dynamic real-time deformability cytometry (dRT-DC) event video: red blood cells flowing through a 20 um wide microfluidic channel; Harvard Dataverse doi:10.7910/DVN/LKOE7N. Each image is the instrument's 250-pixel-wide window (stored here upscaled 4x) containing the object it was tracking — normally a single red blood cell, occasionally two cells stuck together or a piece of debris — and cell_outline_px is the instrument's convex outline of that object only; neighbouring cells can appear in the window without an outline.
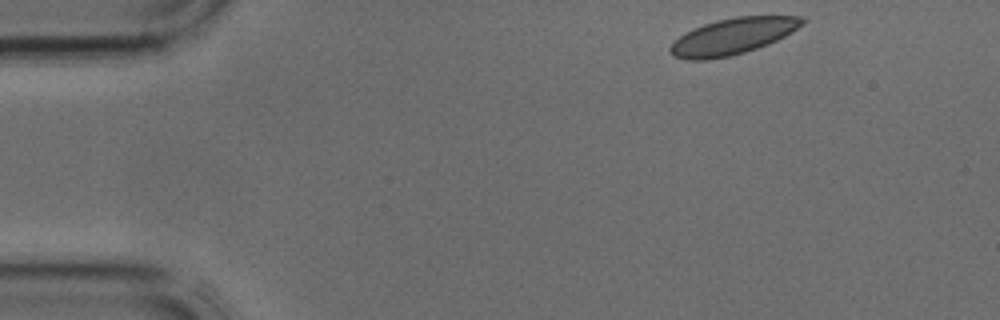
{"species": "common noctule bat (a hibernating species)", "species_latin": "Nyctalus noctula", "temperature_condition": "cold", "stored_images_in_passage": 5, "camera_frame_rate_fps": 3000, "um_per_image_px": 0.085, "animal": {"sex": "male", "body_mass_g": 17.9, "forearm_length_mm": 54.2}, "frame": {"image": 1, "passage_image": 1, "time_ms": 0.0, "image_size_px": [1000, 320], "cell_outline_px": [[808, 20], [804, 24], [792, 32], [768, 44], [744, 52], [728, 56], [708, 60], [688, 60], [672, 56], [668, 52], [668, 48], [680, 36], [704, 24], [716, 20], [736, 16], [804, 16]], "centroid_in_image_um": [62.31, 3.08], "position_along_channel_um": 22.7, "area_um2": 27.8}}
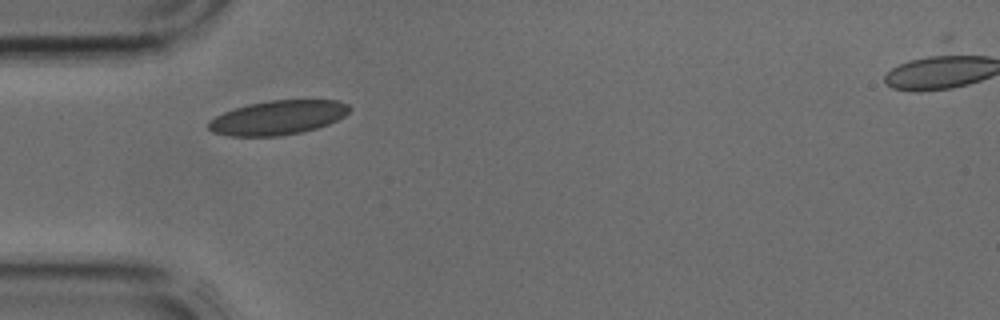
{"frame": {"image": 2, "passage_image": 3, "time_ms": 0.667, "image_size_px": [1000, 320], "cell_outline_px": [[352, 108], [344, 116], [328, 124], [316, 128], [300, 132], [280, 136], [228, 136], [212, 132], [208, 128], [208, 120], [224, 112], [248, 104], [272, 100], [340, 100], [348, 104]], "centroid_in_image_um": [23.61, 9.99], "position_along_channel_um": 61.4, "area_um2": 28.09}}
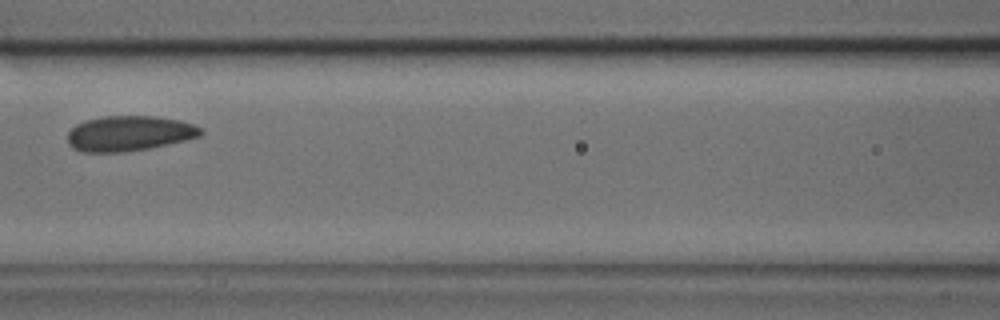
{"frame": {"image": 3, "passage_image": 5, "time_ms": 1.333, "image_size_px": [1000, 320], "cell_outline_px": [[204, 132], [200, 136], [168, 144], [148, 148], [120, 152], [80, 152], [72, 148], [68, 144], [68, 132], [76, 124], [84, 120], [104, 116], [152, 116], [180, 120], [204, 128]], "centroid_in_image_um": [10.96, 11.34], "position_along_channel_um": 155.6, "area_um2": 27.4}}